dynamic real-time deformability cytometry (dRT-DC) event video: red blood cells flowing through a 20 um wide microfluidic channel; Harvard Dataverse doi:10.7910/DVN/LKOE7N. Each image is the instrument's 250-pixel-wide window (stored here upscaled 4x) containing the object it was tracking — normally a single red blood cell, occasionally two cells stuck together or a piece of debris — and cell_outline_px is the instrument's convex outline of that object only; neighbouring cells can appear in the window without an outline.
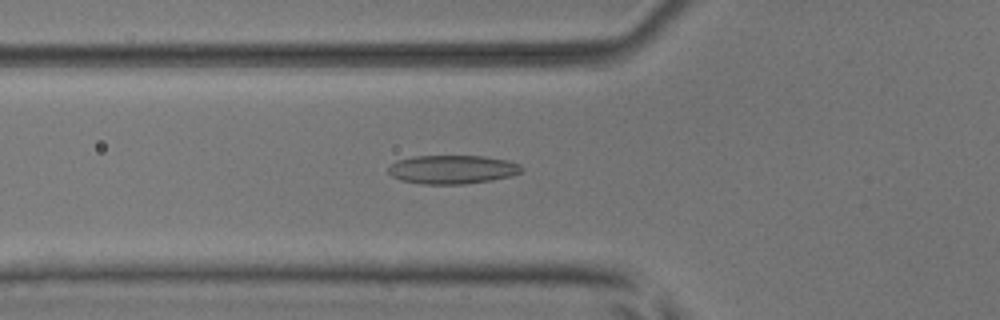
{"species": "common noctule bat (a hibernating species)", "species_latin": "Nyctalus noctula", "temperature_condition": "room temperature", "stored_images_in_passage": 44, "camera_frame_rate_fps": 3000, "um_per_image_px": 0.085, "animal": {"sex": "male", "body_mass_g": 17.9, "forearm_length_mm": 54.2}, "frame": {"image": 1, "passage_image": 10, "time_ms": 3.0, "image_size_px": [1000, 320], "cell_outline_px": [[524, 168], [520, 172], [512, 176], [492, 180], [464, 184], [420, 184], [400, 180], [392, 176], [388, 172], [388, 168], [396, 160], [412, 156], [484, 156], [508, 160], [520, 164]], "centroid_in_image_um": [38.45, 14.4], "position_along_channel_um": 87.3, "area_um2": 22.48}}
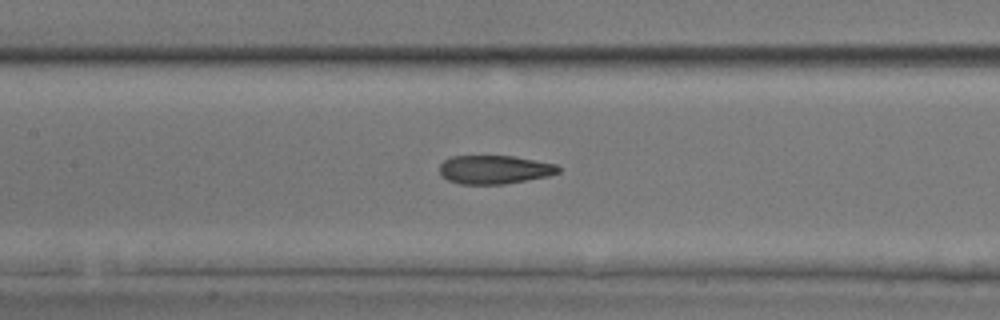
{"frame": {"image": 2, "passage_image": 16, "time_ms": 5.0, "image_size_px": [1000, 320], "cell_outline_px": [[560, 172], [548, 176], [504, 184], [460, 184], [448, 180], [440, 172], [440, 164], [444, 160], [452, 156], [512, 156], [556, 164], [560, 168]], "centroid_in_image_um": [42.03, 14.41], "position_along_channel_um": 165.4, "area_um2": 19.65}}
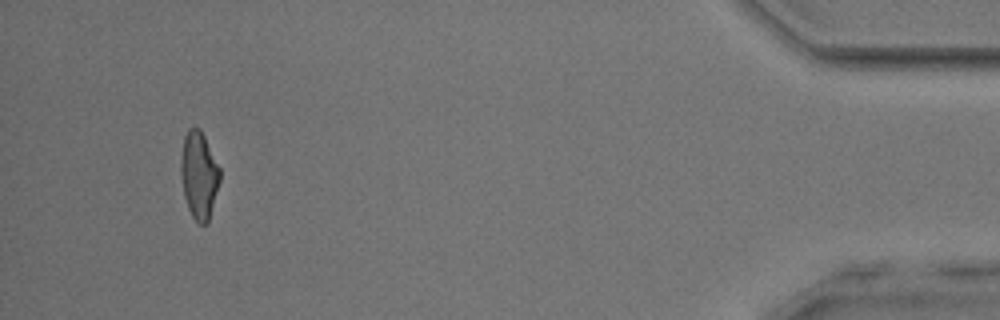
{"frame": {"image": 3, "passage_image": 41, "time_ms": 13.333, "image_size_px": [1000, 320], "cell_outline_px": [[220, 180], [208, 224], [200, 224], [192, 216], [188, 208], [184, 196], [180, 172], [180, 160], [184, 136], [188, 128], [200, 128], [220, 168]], "centroid_in_image_um": [16.91, 14.89], "position_along_channel_um": 418.3, "area_um2": 19.88}, "authors_computed_cell_mechanics": {"area_um2": 20.4612, "velocity_mm_per_s": 3.8828, "shape_relaxation_time_tau1_ms": null, "shape_relaxation_time_tau2_ms": 2.4918, "deformation_change_tau1": null, "deformation_change_tau2": 0.0953}}